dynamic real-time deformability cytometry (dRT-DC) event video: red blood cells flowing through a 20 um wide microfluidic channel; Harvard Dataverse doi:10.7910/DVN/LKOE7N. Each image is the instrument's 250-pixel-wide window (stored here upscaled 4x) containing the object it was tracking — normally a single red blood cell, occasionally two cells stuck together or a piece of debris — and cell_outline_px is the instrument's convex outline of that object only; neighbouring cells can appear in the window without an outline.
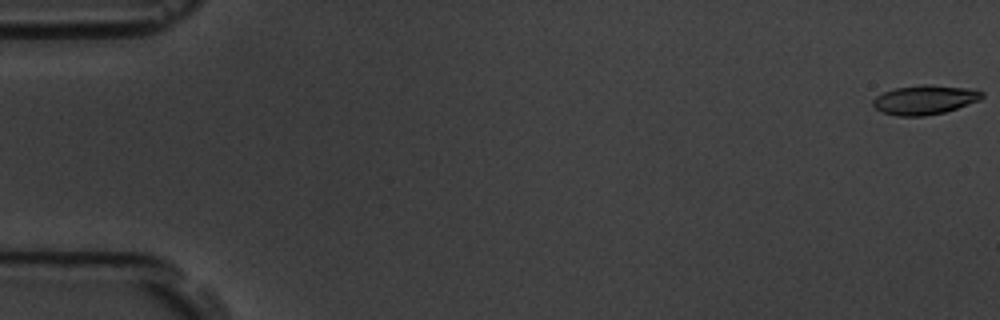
{"species": "common noctule bat (a hibernating species)", "species_latin": "Nyctalus noctula", "temperature_condition": "room temperature", "stored_images_in_passage": 57, "camera_frame_rate_fps": 3000, "um_per_image_px": 0.085, "animal": {"sex": "male", "body_mass_g": 19.5, "forearm_length_mm": 54.6}, "frame": {"image": 1, "passage_image": 1, "time_ms": 0.0, "image_size_px": [1000, 320], "cell_outline_px": [[984, 96], [980, 100], [944, 112], [924, 116], [896, 116], [880, 112], [872, 104], [872, 100], [876, 96], [884, 92], [896, 88], [920, 84], [928, 84], [968, 88], [984, 92]], "centroid_in_image_um": [78.58, 8.48], "position_along_channel_um": 6.4, "area_um2": 18.67}}
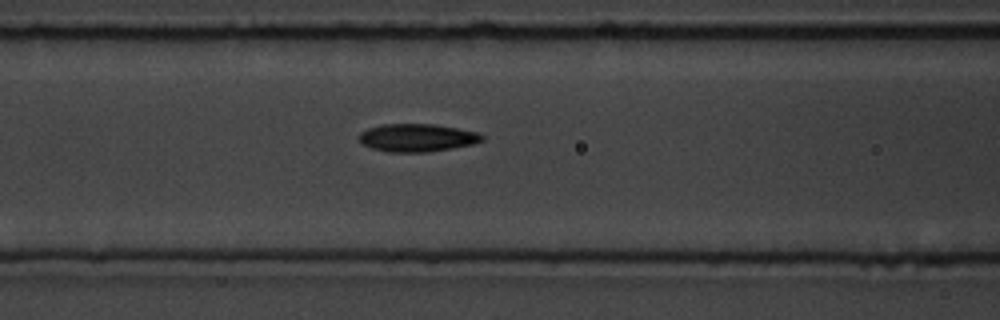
{"frame": {"image": 2, "passage_image": 24, "time_ms": 7.667, "image_size_px": [1000, 320], "cell_outline_px": [[484, 140], [472, 144], [452, 148], [428, 152], [388, 152], [372, 148], [360, 144], [356, 136], [360, 132], [368, 128], [380, 124], [436, 124], [480, 132], [484, 136]], "centroid_in_image_um": [35.42, 11.7], "position_along_channel_um": 131.2, "area_um2": 20.35}}
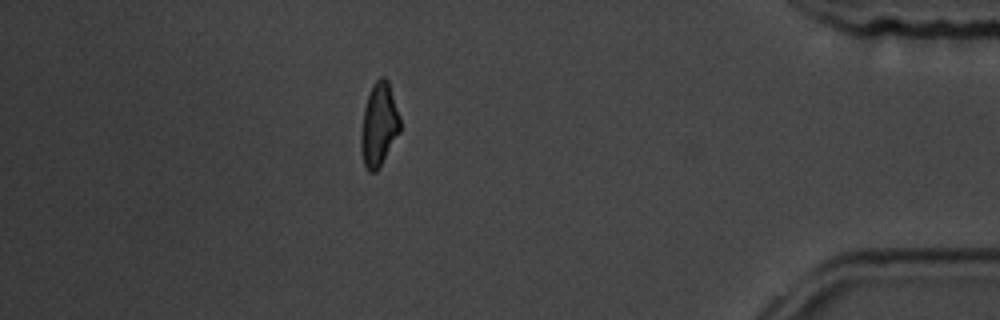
{"frame": {"image": 3, "passage_image": 50, "time_ms": 16.333, "image_size_px": [1000, 320], "cell_outline_px": [[400, 132], [380, 168], [376, 172], [368, 172], [364, 164], [360, 148], [360, 136], [364, 108], [372, 84], [380, 76], [384, 76], [388, 80], [400, 116]], "centroid_in_image_um": [32.21, 10.62], "position_along_channel_um": 403.0, "area_um2": 19.25}, "authors_computed_cell_mechanics": {"area_um2": 19.1896, "velocity_mm_per_s": 3.6389, "shape_relaxation_time_tau1_ms": 5.7942, "shape_relaxation_time_tau2_ms": 2.8131, "deformation_change_tau1": 0.1611, "deformation_change_tau2": 0.1019}}